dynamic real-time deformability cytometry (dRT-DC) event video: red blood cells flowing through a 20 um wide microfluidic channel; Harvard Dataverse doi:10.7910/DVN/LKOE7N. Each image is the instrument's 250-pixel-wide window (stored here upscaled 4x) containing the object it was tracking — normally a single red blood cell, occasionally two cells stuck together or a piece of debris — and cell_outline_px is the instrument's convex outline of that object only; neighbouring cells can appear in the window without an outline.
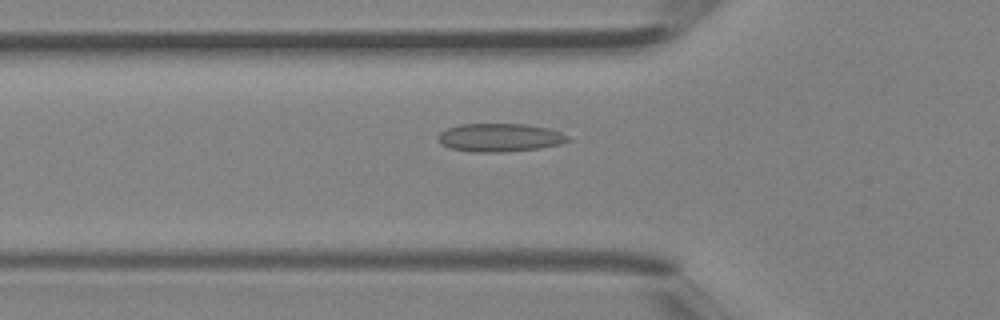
{"species": "Egyptian fruit bat (a non-hibernating species)", "species_latin": "Rousettus aegyptiacus", "temperature_condition": "room temperature", "stored_images_in_passage": 30, "camera_frame_rate_fps": 3000, "um_per_image_px": 0.085, "animal": {"sex": "female"}, "frame": {"image": 1, "passage_image": 6, "time_ms": 1.667, "image_size_px": [1000, 320], "cell_outline_px": [[572, 140], [560, 144], [540, 148], [504, 152], [472, 152], [452, 148], [440, 144], [436, 136], [440, 132], [448, 128], [460, 124], [528, 124], [548, 128], [560, 132], [568, 136]], "centroid_in_image_um": [42.48, 11.69], "position_along_channel_um": 83.3, "area_um2": 21.5}}
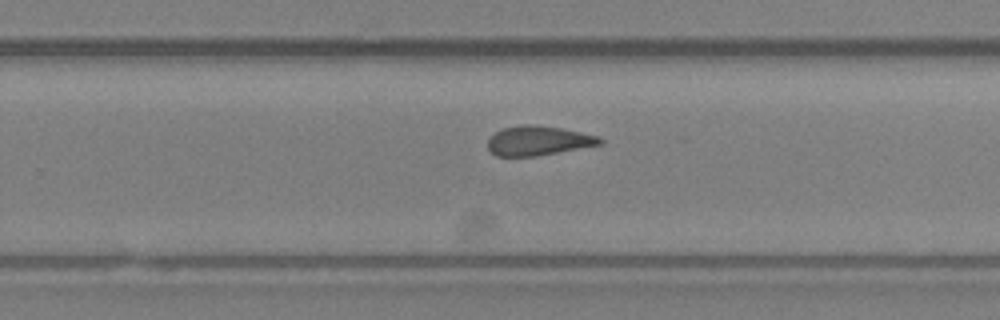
{"frame": {"image": 2, "passage_image": 18, "time_ms": 5.667, "image_size_px": [1000, 320], "cell_outline_px": [[604, 144], [536, 156], [496, 156], [488, 148], [488, 140], [496, 132], [504, 128], [524, 124], [536, 124], [560, 128], [580, 132], [596, 136], [604, 140]], "centroid_in_image_um": [45.77, 11.96], "position_along_channel_um": 284.0, "area_um2": 19.13}}
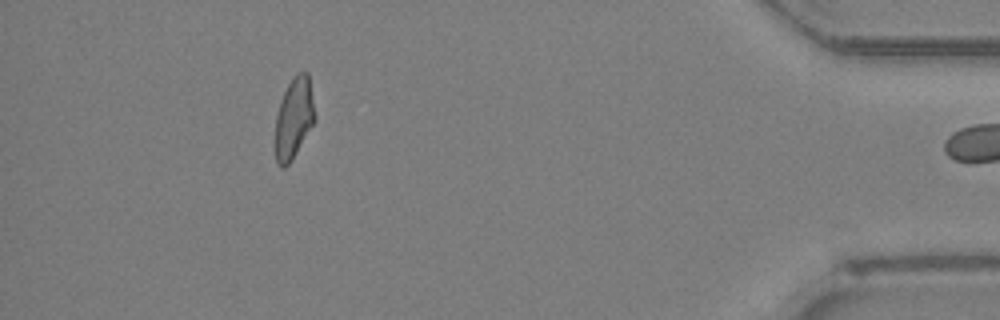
{"frame": {"image": 3, "passage_image": 29, "time_ms": 9.333, "image_size_px": [1000, 320], "cell_outline_px": [[316, 120], [292, 160], [284, 168], [280, 168], [276, 164], [276, 116], [280, 100], [292, 76], [296, 72], [308, 72], [316, 116]], "centroid_in_image_um": [24.99, 10.03], "position_along_channel_um": 410.2, "area_um2": 18.84}}